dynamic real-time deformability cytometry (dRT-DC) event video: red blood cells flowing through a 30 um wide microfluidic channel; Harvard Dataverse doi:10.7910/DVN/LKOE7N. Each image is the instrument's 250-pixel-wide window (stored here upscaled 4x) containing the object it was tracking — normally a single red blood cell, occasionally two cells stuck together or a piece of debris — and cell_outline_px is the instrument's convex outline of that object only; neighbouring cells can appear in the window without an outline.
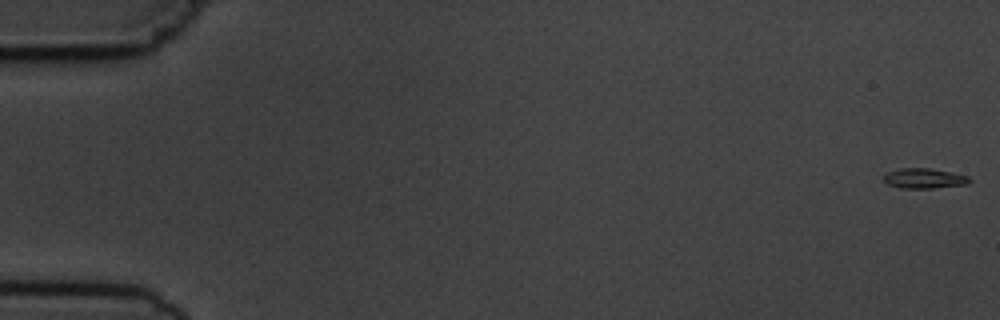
{"species": "common noctule bat (a hibernating species)", "species_latin": "Nyctalus noctula", "temperature_condition": "cold", "stored_images_in_passage": 5, "camera_frame_rate_fps": 3000, "um_per_image_px": 0.085, "animal": {"sex": "male", "body_mass_g": 19.5, "forearm_length_mm": 54.6}, "frame": {"image": 1, "passage_image": 1, "time_ms": 0.0, "image_size_px": [1000, 320], "cell_outline_px": [[972, 180], [968, 184], [932, 188], [900, 188], [888, 184], [884, 180], [884, 172], [900, 168], [928, 168], [952, 172], [968, 176]], "centroid_in_image_um": [78.54, 15.15], "position_along_channel_um": 6.5, "area_um2": 10.12}}